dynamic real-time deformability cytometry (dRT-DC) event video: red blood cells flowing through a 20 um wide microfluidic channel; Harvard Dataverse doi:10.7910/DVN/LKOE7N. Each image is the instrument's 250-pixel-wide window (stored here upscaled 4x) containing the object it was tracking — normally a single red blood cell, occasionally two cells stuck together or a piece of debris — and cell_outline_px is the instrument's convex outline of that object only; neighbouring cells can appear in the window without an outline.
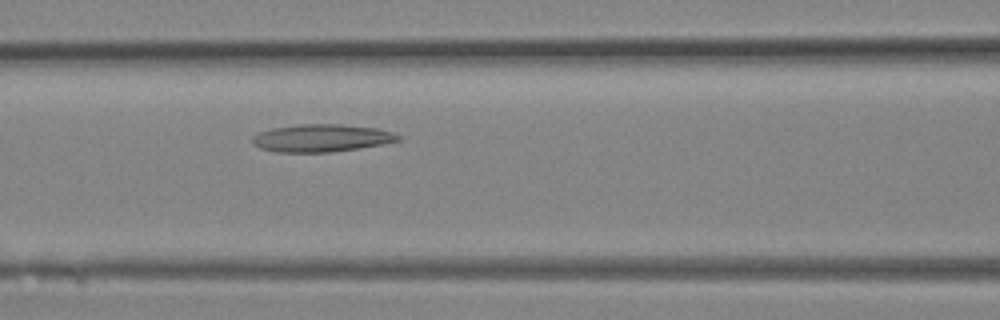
{"species": "Egyptian fruit bat (a non-hibernating species)", "species_latin": "Rousettus aegyptiacus", "temperature_condition": "room temperature", "stored_images_in_passage": 4, "camera_frame_rate_fps": 3000, "um_per_image_px": 0.085, "animal": {"sex": "female"}, "frame": {"image": 1, "passage_image": 4, "time_ms": 1.0, "image_size_px": [1000, 320], "cell_outline_px": [[404, 140], [360, 148], [332, 152], [276, 152], [260, 148], [252, 144], [252, 136], [260, 132], [272, 128], [300, 124], [340, 124], [376, 128], [392, 132], [400, 136]], "centroid_in_image_um": [27.34, 11.74], "position_along_channel_um": 139.3, "area_um2": 23.52}}